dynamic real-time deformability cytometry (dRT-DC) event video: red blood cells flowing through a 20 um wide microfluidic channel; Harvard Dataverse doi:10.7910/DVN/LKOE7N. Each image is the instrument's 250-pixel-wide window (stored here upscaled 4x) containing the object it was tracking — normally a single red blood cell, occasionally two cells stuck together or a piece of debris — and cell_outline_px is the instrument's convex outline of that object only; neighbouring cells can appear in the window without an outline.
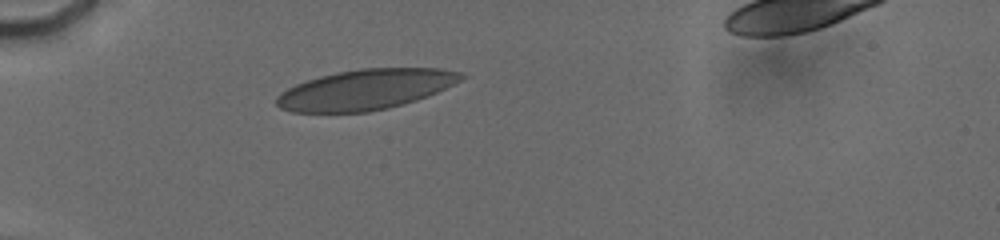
{"species": "human", "species_latin": "Homo sapiens", "temperature_condition": "cold", "stored_images_in_passage": 4, "camera_frame_rate_fps": 3000, "um_per_image_px": 0.085, "donor": {"sex": "male"}, "frame": {"image": 1, "passage_image": 2, "time_ms": 0.667, "image_size_px": [1000, 240], "cell_outline_px": [[468, 76], [436, 92], [416, 100], [388, 108], [368, 112], [292, 112], [280, 108], [276, 104], [276, 96], [280, 92], [296, 84], [320, 76], [336, 72], [360, 68], [440, 68], [460, 72]], "centroid_in_image_um": [31.05, 7.6], "position_along_channel_um": 54.0, "area_um2": 43.18}}